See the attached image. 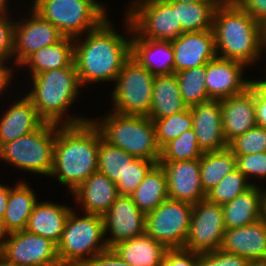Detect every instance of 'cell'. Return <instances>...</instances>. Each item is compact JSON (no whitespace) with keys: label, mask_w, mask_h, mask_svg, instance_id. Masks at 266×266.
<instances>
[{"label":"cell","mask_w":266,"mask_h":266,"mask_svg":"<svg viewBox=\"0 0 266 266\" xmlns=\"http://www.w3.org/2000/svg\"><path fill=\"white\" fill-rule=\"evenodd\" d=\"M156 164L141 158H134L128 163L123 178L116 183L119 195L130 196Z\"/></svg>","instance_id":"40"},{"label":"cell","mask_w":266,"mask_h":266,"mask_svg":"<svg viewBox=\"0 0 266 266\" xmlns=\"http://www.w3.org/2000/svg\"><path fill=\"white\" fill-rule=\"evenodd\" d=\"M203 155L199 148L193 128L183 132L161 149L159 161H182L200 159Z\"/></svg>","instance_id":"37"},{"label":"cell","mask_w":266,"mask_h":266,"mask_svg":"<svg viewBox=\"0 0 266 266\" xmlns=\"http://www.w3.org/2000/svg\"><path fill=\"white\" fill-rule=\"evenodd\" d=\"M5 59H0V94L3 92L4 88L9 85V81L12 78V68H8L5 65Z\"/></svg>","instance_id":"48"},{"label":"cell","mask_w":266,"mask_h":266,"mask_svg":"<svg viewBox=\"0 0 266 266\" xmlns=\"http://www.w3.org/2000/svg\"><path fill=\"white\" fill-rule=\"evenodd\" d=\"M187 108L180 95L175 73L154 77L153 95L150 112L147 117L154 121L155 119L175 115Z\"/></svg>","instance_id":"28"},{"label":"cell","mask_w":266,"mask_h":266,"mask_svg":"<svg viewBox=\"0 0 266 266\" xmlns=\"http://www.w3.org/2000/svg\"><path fill=\"white\" fill-rule=\"evenodd\" d=\"M130 57L131 37L118 34L108 18L88 31L83 42L74 38V64L81 86L87 82H115Z\"/></svg>","instance_id":"1"},{"label":"cell","mask_w":266,"mask_h":266,"mask_svg":"<svg viewBox=\"0 0 266 266\" xmlns=\"http://www.w3.org/2000/svg\"><path fill=\"white\" fill-rule=\"evenodd\" d=\"M192 128L202 152L221 151L228 148L223 134L220 99H210L190 107Z\"/></svg>","instance_id":"18"},{"label":"cell","mask_w":266,"mask_h":266,"mask_svg":"<svg viewBox=\"0 0 266 266\" xmlns=\"http://www.w3.org/2000/svg\"><path fill=\"white\" fill-rule=\"evenodd\" d=\"M221 110L227 143L255 127V81L242 93L222 99Z\"/></svg>","instance_id":"21"},{"label":"cell","mask_w":266,"mask_h":266,"mask_svg":"<svg viewBox=\"0 0 266 266\" xmlns=\"http://www.w3.org/2000/svg\"><path fill=\"white\" fill-rule=\"evenodd\" d=\"M130 197L145 214L154 211L169 198L166 174L160 164H156L149 171Z\"/></svg>","instance_id":"31"},{"label":"cell","mask_w":266,"mask_h":266,"mask_svg":"<svg viewBox=\"0 0 266 266\" xmlns=\"http://www.w3.org/2000/svg\"><path fill=\"white\" fill-rule=\"evenodd\" d=\"M221 250L246 258L252 265L266 264V224L262 219L225 230Z\"/></svg>","instance_id":"20"},{"label":"cell","mask_w":266,"mask_h":266,"mask_svg":"<svg viewBox=\"0 0 266 266\" xmlns=\"http://www.w3.org/2000/svg\"><path fill=\"white\" fill-rule=\"evenodd\" d=\"M8 236V232L5 230L3 221L0 218V252L2 251L4 245H5V238Z\"/></svg>","instance_id":"51"},{"label":"cell","mask_w":266,"mask_h":266,"mask_svg":"<svg viewBox=\"0 0 266 266\" xmlns=\"http://www.w3.org/2000/svg\"><path fill=\"white\" fill-rule=\"evenodd\" d=\"M43 123L32 101L25 95L0 119V146L37 130Z\"/></svg>","instance_id":"25"},{"label":"cell","mask_w":266,"mask_h":266,"mask_svg":"<svg viewBox=\"0 0 266 266\" xmlns=\"http://www.w3.org/2000/svg\"><path fill=\"white\" fill-rule=\"evenodd\" d=\"M131 37V57L147 68L154 76L174 73V50L170 41L140 38L132 29L126 16Z\"/></svg>","instance_id":"22"},{"label":"cell","mask_w":266,"mask_h":266,"mask_svg":"<svg viewBox=\"0 0 266 266\" xmlns=\"http://www.w3.org/2000/svg\"><path fill=\"white\" fill-rule=\"evenodd\" d=\"M263 30H264V42L266 45V24L263 26Z\"/></svg>","instance_id":"56"},{"label":"cell","mask_w":266,"mask_h":266,"mask_svg":"<svg viewBox=\"0 0 266 266\" xmlns=\"http://www.w3.org/2000/svg\"><path fill=\"white\" fill-rule=\"evenodd\" d=\"M262 189V220L266 224V190Z\"/></svg>","instance_id":"52"},{"label":"cell","mask_w":266,"mask_h":266,"mask_svg":"<svg viewBox=\"0 0 266 266\" xmlns=\"http://www.w3.org/2000/svg\"><path fill=\"white\" fill-rule=\"evenodd\" d=\"M104 236L103 216L86 213L78 217L71 210L57 244L60 265L83 266L88 260L108 249Z\"/></svg>","instance_id":"6"},{"label":"cell","mask_w":266,"mask_h":266,"mask_svg":"<svg viewBox=\"0 0 266 266\" xmlns=\"http://www.w3.org/2000/svg\"><path fill=\"white\" fill-rule=\"evenodd\" d=\"M193 204L166 199L146 214V234L167 249L183 248L190 229Z\"/></svg>","instance_id":"11"},{"label":"cell","mask_w":266,"mask_h":266,"mask_svg":"<svg viewBox=\"0 0 266 266\" xmlns=\"http://www.w3.org/2000/svg\"><path fill=\"white\" fill-rule=\"evenodd\" d=\"M106 117V118H105ZM103 121L91 120L102 138L133 156L159 164L161 149L156 141L154 122L147 116L126 115L111 111Z\"/></svg>","instance_id":"5"},{"label":"cell","mask_w":266,"mask_h":266,"mask_svg":"<svg viewBox=\"0 0 266 266\" xmlns=\"http://www.w3.org/2000/svg\"><path fill=\"white\" fill-rule=\"evenodd\" d=\"M215 8L210 3H186L177 1V16L181 33L212 29Z\"/></svg>","instance_id":"35"},{"label":"cell","mask_w":266,"mask_h":266,"mask_svg":"<svg viewBox=\"0 0 266 266\" xmlns=\"http://www.w3.org/2000/svg\"><path fill=\"white\" fill-rule=\"evenodd\" d=\"M59 128V129H58ZM99 129L91 120L77 125H57L53 166L49 176L74 191L98 171Z\"/></svg>","instance_id":"2"},{"label":"cell","mask_w":266,"mask_h":266,"mask_svg":"<svg viewBox=\"0 0 266 266\" xmlns=\"http://www.w3.org/2000/svg\"><path fill=\"white\" fill-rule=\"evenodd\" d=\"M245 12L263 26L266 24V0H234Z\"/></svg>","instance_id":"45"},{"label":"cell","mask_w":266,"mask_h":266,"mask_svg":"<svg viewBox=\"0 0 266 266\" xmlns=\"http://www.w3.org/2000/svg\"><path fill=\"white\" fill-rule=\"evenodd\" d=\"M247 181L246 176L236 168L207 192L206 199L223 206L254 185Z\"/></svg>","instance_id":"36"},{"label":"cell","mask_w":266,"mask_h":266,"mask_svg":"<svg viewBox=\"0 0 266 266\" xmlns=\"http://www.w3.org/2000/svg\"><path fill=\"white\" fill-rule=\"evenodd\" d=\"M175 75L180 95L188 108L210 100L205 85L206 65L182 70Z\"/></svg>","instance_id":"33"},{"label":"cell","mask_w":266,"mask_h":266,"mask_svg":"<svg viewBox=\"0 0 266 266\" xmlns=\"http://www.w3.org/2000/svg\"><path fill=\"white\" fill-rule=\"evenodd\" d=\"M9 192H10L9 186L5 185L3 186L2 184H0V218L3 217L7 209Z\"/></svg>","instance_id":"49"},{"label":"cell","mask_w":266,"mask_h":266,"mask_svg":"<svg viewBox=\"0 0 266 266\" xmlns=\"http://www.w3.org/2000/svg\"><path fill=\"white\" fill-rule=\"evenodd\" d=\"M133 156L117 146L109 144L99 131L98 171L105 174L115 184L123 178L128 163Z\"/></svg>","instance_id":"34"},{"label":"cell","mask_w":266,"mask_h":266,"mask_svg":"<svg viewBox=\"0 0 266 266\" xmlns=\"http://www.w3.org/2000/svg\"><path fill=\"white\" fill-rule=\"evenodd\" d=\"M36 194L24 181L10 187L5 214L1 218L8 233L25 230L28 219L37 203Z\"/></svg>","instance_id":"30"},{"label":"cell","mask_w":266,"mask_h":266,"mask_svg":"<svg viewBox=\"0 0 266 266\" xmlns=\"http://www.w3.org/2000/svg\"><path fill=\"white\" fill-rule=\"evenodd\" d=\"M74 63V39L63 37L54 45H49L31 54L22 64L28 65L32 75L48 70L70 67Z\"/></svg>","instance_id":"29"},{"label":"cell","mask_w":266,"mask_h":266,"mask_svg":"<svg viewBox=\"0 0 266 266\" xmlns=\"http://www.w3.org/2000/svg\"><path fill=\"white\" fill-rule=\"evenodd\" d=\"M170 42L174 50V73L206 65L217 56L212 29L184 32Z\"/></svg>","instance_id":"19"},{"label":"cell","mask_w":266,"mask_h":266,"mask_svg":"<svg viewBox=\"0 0 266 266\" xmlns=\"http://www.w3.org/2000/svg\"><path fill=\"white\" fill-rule=\"evenodd\" d=\"M198 266H252L242 256L221 249L199 254Z\"/></svg>","instance_id":"42"},{"label":"cell","mask_w":266,"mask_h":266,"mask_svg":"<svg viewBox=\"0 0 266 266\" xmlns=\"http://www.w3.org/2000/svg\"><path fill=\"white\" fill-rule=\"evenodd\" d=\"M83 266H130L123 261L112 248L97 254L88 260Z\"/></svg>","instance_id":"46"},{"label":"cell","mask_w":266,"mask_h":266,"mask_svg":"<svg viewBox=\"0 0 266 266\" xmlns=\"http://www.w3.org/2000/svg\"><path fill=\"white\" fill-rule=\"evenodd\" d=\"M156 141L160 149L183 132L192 129L190 108L162 119H155Z\"/></svg>","instance_id":"38"},{"label":"cell","mask_w":266,"mask_h":266,"mask_svg":"<svg viewBox=\"0 0 266 266\" xmlns=\"http://www.w3.org/2000/svg\"><path fill=\"white\" fill-rule=\"evenodd\" d=\"M167 178L169 198L195 204L206 199L200 177V159L159 161Z\"/></svg>","instance_id":"16"},{"label":"cell","mask_w":266,"mask_h":266,"mask_svg":"<svg viewBox=\"0 0 266 266\" xmlns=\"http://www.w3.org/2000/svg\"><path fill=\"white\" fill-rule=\"evenodd\" d=\"M31 12L30 19L19 20L14 26L13 55L20 66L34 52L54 45L64 37L52 23L33 9Z\"/></svg>","instance_id":"15"},{"label":"cell","mask_w":266,"mask_h":266,"mask_svg":"<svg viewBox=\"0 0 266 266\" xmlns=\"http://www.w3.org/2000/svg\"><path fill=\"white\" fill-rule=\"evenodd\" d=\"M56 124L44 122L37 130L0 146V160L37 174L50 175L53 166Z\"/></svg>","instance_id":"8"},{"label":"cell","mask_w":266,"mask_h":266,"mask_svg":"<svg viewBox=\"0 0 266 266\" xmlns=\"http://www.w3.org/2000/svg\"><path fill=\"white\" fill-rule=\"evenodd\" d=\"M32 9L64 37L73 39L97 28L108 18L104 6L94 0H34Z\"/></svg>","instance_id":"7"},{"label":"cell","mask_w":266,"mask_h":266,"mask_svg":"<svg viewBox=\"0 0 266 266\" xmlns=\"http://www.w3.org/2000/svg\"><path fill=\"white\" fill-rule=\"evenodd\" d=\"M228 149L234 155H248L266 152V129L256 125L228 143Z\"/></svg>","instance_id":"39"},{"label":"cell","mask_w":266,"mask_h":266,"mask_svg":"<svg viewBox=\"0 0 266 266\" xmlns=\"http://www.w3.org/2000/svg\"><path fill=\"white\" fill-rule=\"evenodd\" d=\"M0 254L21 266H61L57 245L27 230L8 233Z\"/></svg>","instance_id":"13"},{"label":"cell","mask_w":266,"mask_h":266,"mask_svg":"<svg viewBox=\"0 0 266 266\" xmlns=\"http://www.w3.org/2000/svg\"><path fill=\"white\" fill-rule=\"evenodd\" d=\"M186 3H210L215 9L218 6L226 4L229 0H171Z\"/></svg>","instance_id":"50"},{"label":"cell","mask_w":266,"mask_h":266,"mask_svg":"<svg viewBox=\"0 0 266 266\" xmlns=\"http://www.w3.org/2000/svg\"><path fill=\"white\" fill-rule=\"evenodd\" d=\"M256 124L266 129V92L255 82Z\"/></svg>","instance_id":"47"},{"label":"cell","mask_w":266,"mask_h":266,"mask_svg":"<svg viewBox=\"0 0 266 266\" xmlns=\"http://www.w3.org/2000/svg\"><path fill=\"white\" fill-rule=\"evenodd\" d=\"M245 64L215 57L206 64L205 85L210 99H224L237 95L250 87L252 80H244Z\"/></svg>","instance_id":"17"},{"label":"cell","mask_w":266,"mask_h":266,"mask_svg":"<svg viewBox=\"0 0 266 266\" xmlns=\"http://www.w3.org/2000/svg\"><path fill=\"white\" fill-rule=\"evenodd\" d=\"M212 30L217 57L249 65L261 57L263 47L265 50L263 25L234 0L215 9Z\"/></svg>","instance_id":"3"},{"label":"cell","mask_w":266,"mask_h":266,"mask_svg":"<svg viewBox=\"0 0 266 266\" xmlns=\"http://www.w3.org/2000/svg\"><path fill=\"white\" fill-rule=\"evenodd\" d=\"M236 168L249 180V176L266 178V152H258L248 155H235Z\"/></svg>","instance_id":"41"},{"label":"cell","mask_w":266,"mask_h":266,"mask_svg":"<svg viewBox=\"0 0 266 266\" xmlns=\"http://www.w3.org/2000/svg\"><path fill=\"white\" fill-rule=\"evenodd\" d=\"M7 1L8 0H0V14H8L7 8Z\"/></svg>","instance_id":"54"},{"label":"cell","mask_w":266,"mask_h":266,"mask_svg":"<svg viewBox=\"0 0 266 266\" xmlns=\"http://www.w3.org/2000/svg\"><path fill=\"white\" fill-rule=\"evenodd\" d=\"M199 253L184 249H167L161 266H198Z\"/></svg>","instance_id":"43"},{"label":"cell","mask_w":266,"mask_h":266,"mask_svg":"<svg viewBox=\"0 0 266 266\" xmlns=\"http://www.w3.org/2000/svg\"><path fill=\"white\" fill-rule=\"evenodd\" d=\"M126 13L133 31L140 38L170 41L181 34L177 1L136 0Z\"/></svg>","instance_id":"10"},{"label":"cell","mask_w":266,"mask_h":266,"mask_svg":"<svg viewBox=\"0 0 266 266\" xmlns=\"http://www.w3.org/2000/svg\"><path fill=\"white\" fill-rule=\"evenodd\" d=\"M72 194L84 207L85 214L103 216L120 196L117 186L105 174L96 171L89 176Z\"/></svg>","instance_id":"23"},{"label":"cell","mask_w":266,"mask_h":266,"mask_svg":"<svg viewBox=\"0 0 266 266\" xmlns=\"http://www.w3.org/2000/svg\"><path fill=\"white\" fill-rule=\"evenodd\" d=\"M266 92V80H254Z\"/></svg>","instance_id":"55"},{"label":"cell","mask_w":266,"mask_h":266,"mask_svg":"<svg viewBox=\"0 0 266 266\" xmlns=\"http://www.w3.org/2000/svg\"><path fill=\"white\" fill-rule=\"evenodd\" d=\"M70 207L53 202H37L28 219L25 230L59 243L66 220L71 212Z\"/></svg>","instance_id":"24"},{"label":"cell","mask_w":266,"mask_h":266,"mask_svg":"<svg viewBox=\"0 0 266 266\" xmlns=\"http://www.w3.org/2000/svg\"><path fill=\"white\" fill-rule=\"evenodd\" d=\"M32 81L34 88L26 96L32 101L37 114L44 122L77 125L91 120L72 117L65 121L63 118L67 108L76 99L81 86L74 63L67 68L36 74L32 76Z\"/></svg>","instance_id":"4"},{"label":"cell","mask_w":266,"mask_h":266,"mask_svg":"<svg viewBox=\"0 0 266 266\" xmlns=\"http://www.w3.org/2000/svg\"><path fill=\"white\" fill-rule=\"evenodd\" d=\"M154 75L130 57L115 80L113 112L148 116L153 95Z\"/></svg>","instance_id":"9"},{"label":"cell","mask_w":266,"mask_h":266,"mask_svg":"<svg viewBox=\"0 0 266 266\" xmlns=\"http://www.w3.org/2000/svg\"><path fill=\"white\" fill-rule=\"evenodd\" d=\"M14 26L6 14H0V59L13 57Z\"/></svg>","instance_id":"44"},{"label":"cell","mask_w":266,"mask_h":266,"mask_svg":"<svg viewBox=\"0 0 266 266\" xmlns=\"http://www.w3.org/2000/svg\"><path fill=\"white\" fill-rule=\"evenodd\" d=\"M222 206L207 199L193 204L190 229L184 249L195 253L220 249L225 233Z\"/></svg>","instance_id":"12"},{"label":"cell","mask_w":266,"mask_h":266,"mask_svg":"<svg viewBox=\"0 0 266 266\" xmlns=\"http://www.w3.org/2000/svg\"><path fill=\"white\" fill-rule=\"evenodd\" d=\"M226 230L240 228L262 218V188L255 183L222 206Z\"/></svg>","instance_id":"26"},{"label":"cell","mask_w":266,"mask_h":266,"mask_svg":"<svg viewBox=\"0 0 266 266\" xmlns=\"http://www.w3.org/2000/svg\"><path fill=\"white\" fill-rule=\"evenodd\" d=\"M236 169V156L228 149L204 152L200 158V177L207 193L227 174Z\"/></svg>","instance_id":"32"},{"label":"cell","mask_w":266,"mask_h":266,"mask_svg":"<svg viewBox=\"0 0 266 266\" xmlns=\"http://www.w3.org/2000/svg\"><path fill=\"white\" fill-rule=\"evenodd\" d=\"M0 266H21V265H17L13 262L8 261L5 257H3L0 254Z\"/></svg>","instance_id":"53"},{"label":"cell","mask_w":266,"mask_h":266,"mask_svg":"<svg viewBox=\"0 0 266 266\" xmlns=\"http://www.w3.org/2000/svg\"><path fill=\"white\" fill-rule=\"evenodd\" d=\"M103 219L104 234L110 231L112 235L105 239L108 248L146 233V214L138 209L130 196L120 195Z\"/></svg>","instance_id":"14"},{"label":"cell","mask_w":266,"mask_h":266,"mask_svg":"<svg viewBox=\"0 0 266 266\" xmlns=\"http://www.w3.org/2000/svg\"><path fill=\"white\" fill-rule=\"evenodd\" d=\"M114 252L130 266H161L167 248L146 233L117 243Z\"/></svg>","instance_id":"27"}]
</instances>
